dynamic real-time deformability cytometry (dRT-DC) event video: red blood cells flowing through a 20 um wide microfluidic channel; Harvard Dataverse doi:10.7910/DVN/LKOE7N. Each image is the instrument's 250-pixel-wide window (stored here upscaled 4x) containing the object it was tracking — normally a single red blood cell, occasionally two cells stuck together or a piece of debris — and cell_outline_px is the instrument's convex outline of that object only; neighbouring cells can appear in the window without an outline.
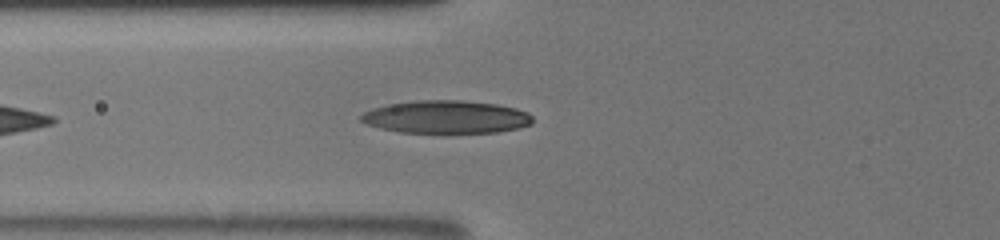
{"species": "human", "species_latin": "Homo sapiens", "temperature_condition": "room temperature", "stored_images_in_passage": 21, "segment_of_instrument_passage": [2, 2], "camera_frame_rate_fps": 3000, "um_per_image_px": 0.085, "donor": {"sex": "male"}, "frame": {"image": 1, "passage_image": 19, "time_ms": 8.0, "image_size_px": [1000, 240], "cell_outline_px": [[532, 124], [520, 128], [496, 132], [400, 132], [380, 128], [368, 124], [360, 120], [360, 116], [364, 112], [372, 108], [388, 104], [416, 100], [464, 100], [496, 104], [516, 108], [528, 112], [532, 116]], "centroid_in_image_um": [37.94, 9.93], "position_along_channel_um": 87.9, "area_um2": 32.83}}
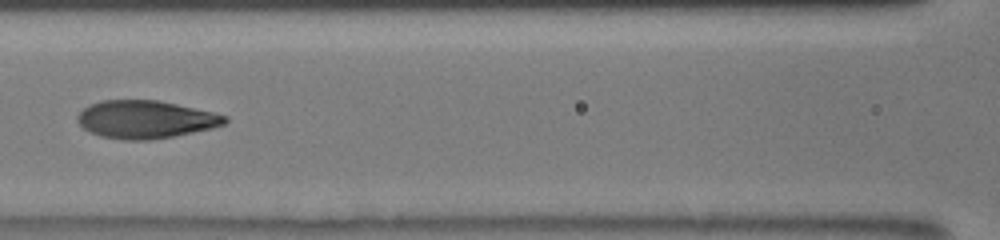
{"frame": {"image": 2, "passage_image": 21, "time_ms": 9.667, "image_size_px": [1000, 240], "cell_outline_px": [[228, 120], [224, 124], [212, 128], [172, 136], [148, 140], [124, 140], [100, 136], [84, 128], [76, 120], [76, 116], [88, 104], [100, 100], [156, 100], [176, 104], [212, 112], [228, 116]], "centroid_in_image_um": [12.34, 10.14], "position_along_channel_um": 154.3, "area_um2": 32.31}}